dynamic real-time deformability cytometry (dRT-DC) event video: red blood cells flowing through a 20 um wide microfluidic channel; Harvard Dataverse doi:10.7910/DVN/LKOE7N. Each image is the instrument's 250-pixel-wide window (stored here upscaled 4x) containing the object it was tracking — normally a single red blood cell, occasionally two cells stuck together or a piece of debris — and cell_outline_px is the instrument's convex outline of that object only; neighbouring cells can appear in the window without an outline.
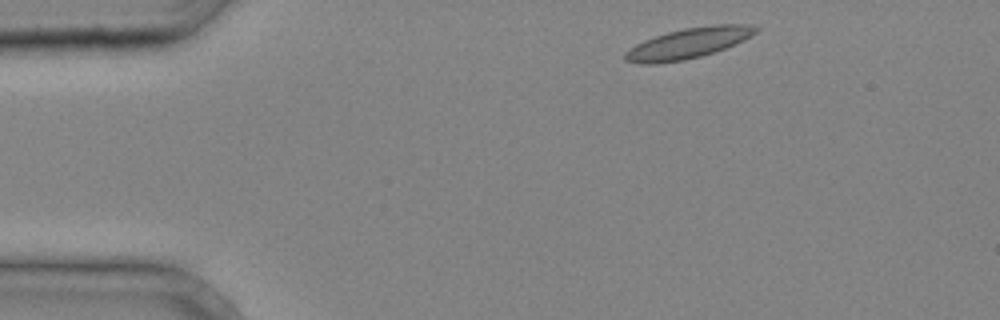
{"species": "common noctule bat (a hibernating species)", "species_latin": "Nyctalus noctula", "temperature_condition": "cold", "stored_images_in_passage": 2, "camera_frame_rate_fps": 3000, "um_per_image_px": 0.085, "animal": {"sex": "male", "body_mass_g": 20.4}, "frame": {"image": 1, "passage_image": 2, "time_ms": 0.333, "image_size_px": [1000, 320], "cell_outline_px": [[760, 28], [756, 32], [744, 40], [724, 48], [700, 56], [684, 60], [652, 64], [644, 64], [624, 60], [624, 52], [636, 44], [644, 40], [668, 32], [684, 28], [716, 24], [748, 24]], "centroid_in_image_um": [58.5, 3.67], "position_along_channel_um": 26.5, "area_um2": 22.95}}